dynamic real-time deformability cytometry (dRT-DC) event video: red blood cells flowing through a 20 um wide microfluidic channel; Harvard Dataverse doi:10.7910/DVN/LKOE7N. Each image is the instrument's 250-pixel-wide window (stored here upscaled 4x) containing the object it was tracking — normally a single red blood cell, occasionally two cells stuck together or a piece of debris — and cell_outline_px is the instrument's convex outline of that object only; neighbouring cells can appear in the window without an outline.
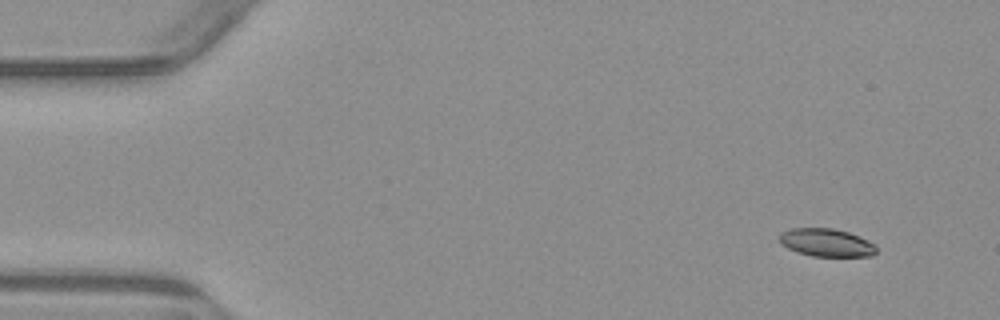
{"species": "common noctule bat (a hibernating species)", "species_latin": "Nyctalus noctula", "temperature_condition": "warm", "stored_images_in_passage": 4, "camera_frame_rate_fps": 3000, "um_per_image_px": 0.085, "animal": {"sex": "male", "body_mass_g": 23.1, "forearm_length_mm": 52.7}, "frame": {"image": 1, "passage_image": 1, "time_ms": 0.0, "image_size_px": [1000, 320], "cell_outline_px": [[876, 252], [872, 256], [812, 256], [788, 248], [780, 244], [780, 232], [792, 228], [832, 228], [848, 232], [868, 240], [876, 244]], "centroid_in_image_um": [70.26, 20.61], "position_along_channel_um": 14.7, "area_um2": 15.72}}
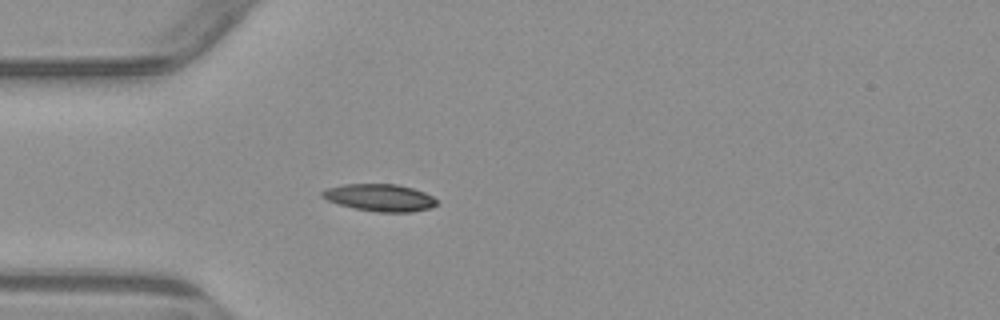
{"frame": {"image": 2, "passage_image": 4, "time_ms": 3.667, "image_size_px": [1000, 320], "cell_outline_px": [[436, 204], [428, 208], [412, 212], [380, 212], [356, 208], [340, 204], [328, 200], [320, 196], [320, 192], [324, 188], [344, 184], [396, 184], [412, 188], [424, 192], [432, 196], [436, 200]], "centroid_in_image_um": [32.24, 16.78], "position_along_channel_um": 52.8, "area_um2": 17.98}}